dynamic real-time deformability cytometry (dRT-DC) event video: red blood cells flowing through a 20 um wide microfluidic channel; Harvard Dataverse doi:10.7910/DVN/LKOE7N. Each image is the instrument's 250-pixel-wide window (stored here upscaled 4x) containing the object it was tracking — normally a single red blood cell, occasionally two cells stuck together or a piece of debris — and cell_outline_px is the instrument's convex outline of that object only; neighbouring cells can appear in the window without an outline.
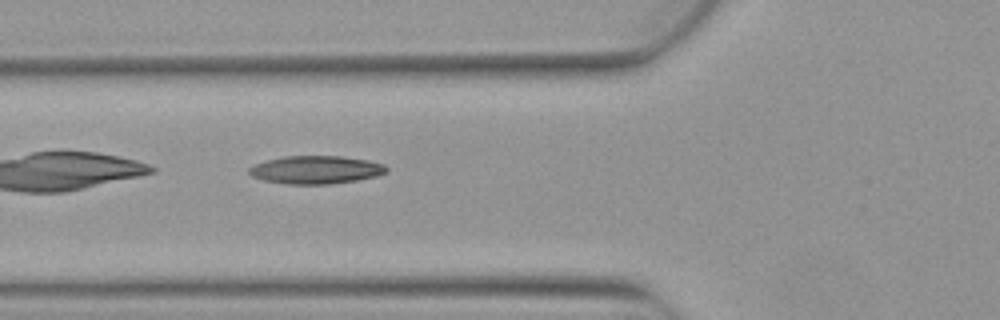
{"species": "Egyptian fruit bat (a non-hibernating species)", "species_latin": "Rousettus aegyptiacus", "temperature_condition": "warm", "stored_images_in_passage": 4, "camera_frame_rate_fps": 3000, "um_per_image_px": 0.085, "animal": {"sex": "female"}, "frame": {"image": 1, "passage_image": 4, "time_ms": 1.0, "image_size_px": [1000, 320], "cell_outline_px": [[388, 172], [376, 176], [356, 180], [328, 184], [288, 184], [264, 180], [252, 176], [248, 172], [248, 168], [252, 164], [284, 156], [340, 156], [368, 160], [384, 164], [388, 168]], "centroid_in_image_um": [26.84, 14.42], "position_along_channel_um": 99.0, "area_um2": 22.43}}